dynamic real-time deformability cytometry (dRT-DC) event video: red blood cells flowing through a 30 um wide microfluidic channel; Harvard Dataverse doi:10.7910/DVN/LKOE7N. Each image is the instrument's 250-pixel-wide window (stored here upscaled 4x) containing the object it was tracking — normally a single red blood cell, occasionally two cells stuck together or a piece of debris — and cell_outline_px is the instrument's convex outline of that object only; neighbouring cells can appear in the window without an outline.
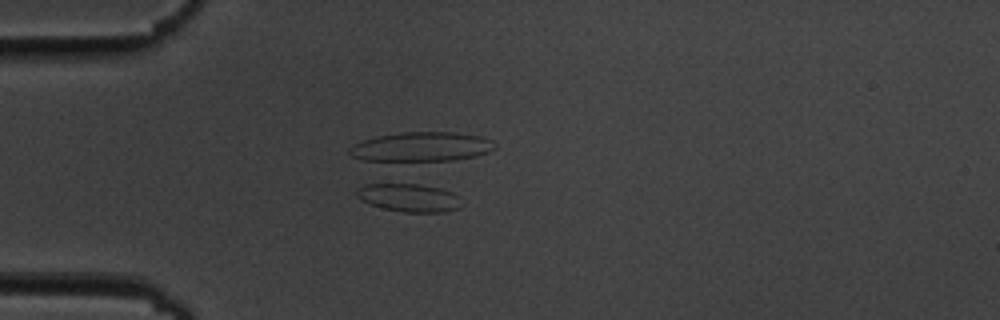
{"species": "common noctule bat (a hibernating species)", "species_latin": "Nyctalus noctula", "temperature_condition": "cold", "stored_images_in_passage": 55, "camera_frame_rate_fps": 3000, "um_per_image_px": 0.085, "animal": {"sex": "male", "body_mass_g": 19.5, "forearm_length_mm": 54.6}, "frame": {"image": 1, "passage_image": 15, "time_ms": 4.667, "image_size_px": [1000, 320], "cell_outline_px": [[464, 204], [460, 208], [444, 212], [400, 212], [384, 208], [360, 200], [356, 196], [356, 188], [364, 184], [420, 184], [440, 188], [452, 192], [460, 196]], "centroid_in_image_um": [34.81, 16.8], "position_along_channel_um": 50.2, "area_um2": 17.46}}